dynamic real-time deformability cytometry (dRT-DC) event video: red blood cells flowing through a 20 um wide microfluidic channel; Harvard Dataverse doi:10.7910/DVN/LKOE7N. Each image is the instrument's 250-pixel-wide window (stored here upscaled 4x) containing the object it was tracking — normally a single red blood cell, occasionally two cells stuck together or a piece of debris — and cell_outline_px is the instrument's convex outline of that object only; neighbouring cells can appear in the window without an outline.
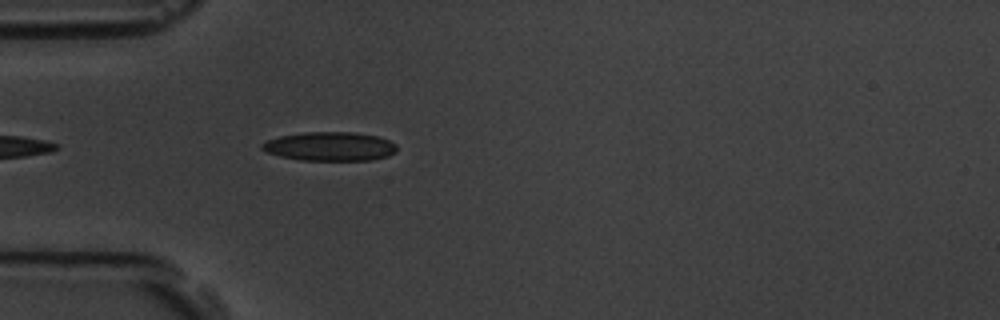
{"species": "common noctule bat (a hibernating species)", "species_latin": "Nyctalus noctula", "temperature_condition": "room temperature", "stored_images_in_passage": 1, "camera_frame_rate_fps": 3000, "um_per_image_px": 0.085, "animal": {"sex": "male", "body_mass_g": 19.5, "forearm_length_mm": 54.6}, "frame": {"image": 1, "passage_image": 1, "time_ms": 0.0, "image_size_px": [1000, 320], "cell_outline_px": [[396, 152], [388, 156], [372, 160], [300, 160], [280, 156], [268, 152], [260, 148], [260, 144], [268, 140], [280, 136], [304, 132], [352, 132], [376, 136], [388, 140], [396, 144]], "centroid_in_image_um": [28.04, 12.44], "position_along_channel_um": 57.0, "area_um2": 22.66}}